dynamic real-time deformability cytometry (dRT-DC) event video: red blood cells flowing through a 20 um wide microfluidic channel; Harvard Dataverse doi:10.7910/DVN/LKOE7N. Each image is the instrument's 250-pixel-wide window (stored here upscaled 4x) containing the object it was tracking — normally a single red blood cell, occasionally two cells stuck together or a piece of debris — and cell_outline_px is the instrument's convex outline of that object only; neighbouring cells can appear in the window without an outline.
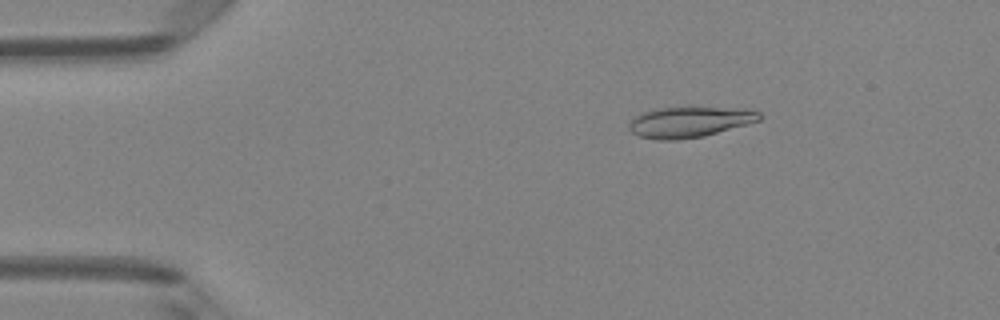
{"species": "Egyptian fruit bat (a non-hibernating species)", "species_latin": "Rousettus aegyptiacus", "temperature_condition": "room temperature", "stored_images_in_passage": 4, "camera_frame_rate_fps": 3000, "um_per_image_px": 0.085, "animal": {"sex": "female"}, "frame": {"image": 1, "passage_image": 3, "time_ms": 0.667, "image_size_px": [1000, 320], "cell_outline_px": [[764, 116], [760, 120], [748, 124], [704, 136], [676, 140], [656, 140], [640, 136], [632, 132], [628, 128], [628, 124], [636, 116], [644, 112], [656, 108], [688, 104], [748, 108], [760, 112]], "centroid_in_image_um": [58.68, 10.3], "position_along_channel_um": 26.3, "area_um2": 24.57}}